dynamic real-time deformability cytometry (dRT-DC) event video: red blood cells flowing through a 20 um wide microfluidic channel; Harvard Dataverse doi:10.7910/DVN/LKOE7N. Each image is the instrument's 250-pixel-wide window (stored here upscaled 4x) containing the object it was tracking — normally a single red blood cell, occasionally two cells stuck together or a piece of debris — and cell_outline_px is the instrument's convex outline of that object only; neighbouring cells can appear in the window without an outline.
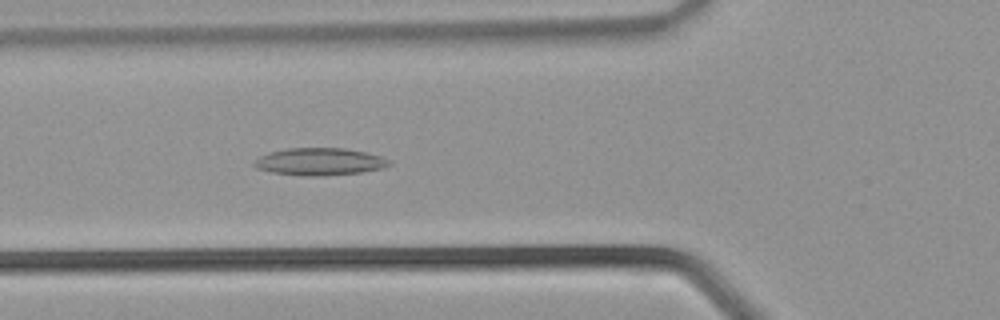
{"species": "common noctule bat (a hibernating species)", "species_latin": "Nyctalus noctula", "temperature_condition": "warm", "stored_images_in_passage": 36, "camera_frame_rate_fps": 3000, "um_per_image_px": 0.085, "animal": {"sex": "male", "body_mass_g": 21.5, "forearm_length_mm": 52.0}, "frame": {"image": 1, "passage_image": 13, "time_ms": 4.0, "image_size_px": [1000, 320], "cell_outline_px": [[392, 164], [384, 168], [360, 172], [324, 176], [300, 176], [272, 172], [256, 168], [252, 164], [260, 156], [268, 152], [288, 148], [344, 148], [364, 152], [380, 156], [392, 160]], "centroid_in_image_um": [27.18, 13.74], "position_along_channel_um": 98.6, "area_um2": 21.62}}
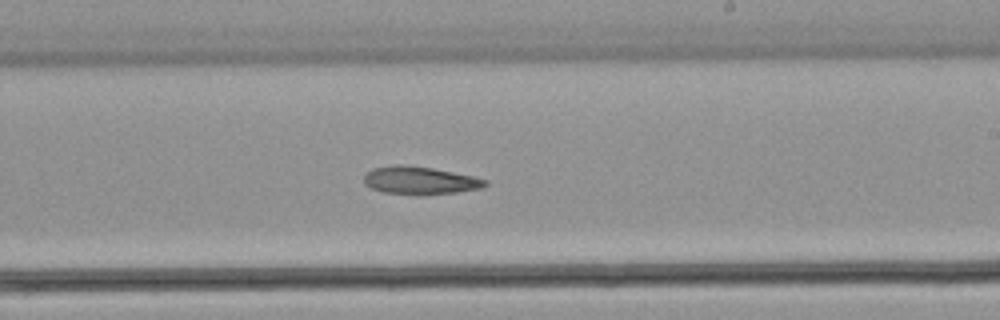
{"frame": {"image": 2, "passage_image": 21, "time_ms": 6.667, "image_size_px": [1000, 320], "cell_outline_px": [[488, 184], [484, 188], [456, 192], [420, 196], [416, 196], [384, 192], [372, 188], [364, 184], [364, 176], [372, 168], [396, 164], [400, 164], [432, 168], [472, 176], [488, 180]], "centroid_in_image_um": [35.7, 15.35], "position_along_channel_um": 253.3, "area_um2": 19.88}}
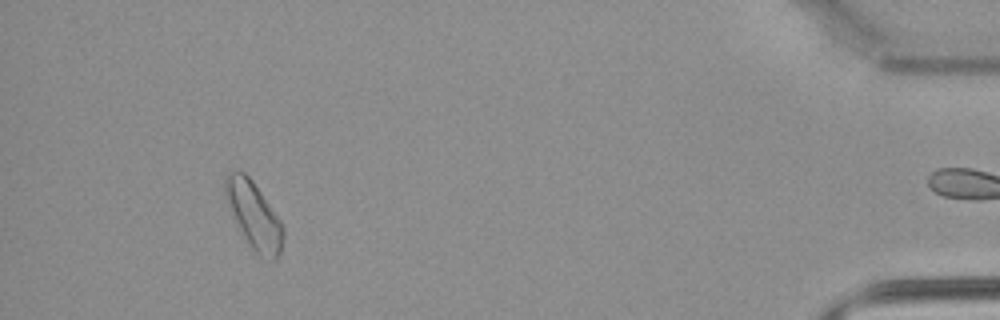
{"frame": {"image": 3, "passage_image": 33, "time_ms": 10.667, "image_size_px": [1000, 320], "cell_outline_px": [[284, 236], [280, 256], [276, 260], [260, 256], [252, 252], [240, 232], [224, 196], [224, 176], [228, 172], [244, 172], [252, 180], [280, 220], [284, 228]], "centroid_in_image_um": [21.57, 18.34], "position_along_channel_um": 413.6, "area_um2": 22.77}}